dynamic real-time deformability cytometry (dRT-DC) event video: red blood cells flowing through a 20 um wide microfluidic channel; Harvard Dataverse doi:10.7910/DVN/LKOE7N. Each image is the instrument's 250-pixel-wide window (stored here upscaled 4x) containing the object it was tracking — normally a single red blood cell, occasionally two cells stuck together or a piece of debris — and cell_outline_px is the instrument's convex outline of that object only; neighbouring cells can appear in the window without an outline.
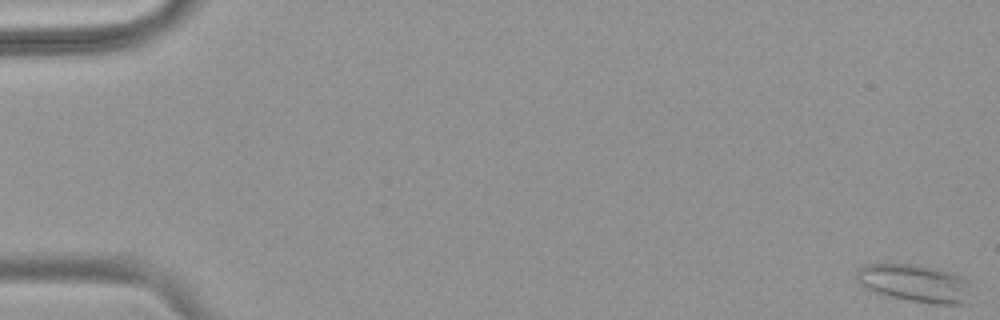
{"species": "common noctule bat (a hibernating species)", "species_latin": "Nyctalus noctula", "temperature_condition": "warm", "stored_images_in_passage": 16, "camera_frame_rate_fps": 3000, "um_per_image_px": 0.085, "animal": {"sex": "female", "body_mass_g": 18.4}, "frame": {"image": 1, "passage_image": 1, "time_ms": 0.0, "image_size_px": [1000, 320], "cell_outline_px": [[968, 304], [936, 304], [908, 300], [876, 292], [868, 288], [856, 276], [856, 272], [864, 264], [908, 264], [936, 268], [960, 276], [968, 280]], "centroid_in_image_um": [77.8, 24.07], "position_along_channel_um": 7.2, "area_um2": 24.57}}